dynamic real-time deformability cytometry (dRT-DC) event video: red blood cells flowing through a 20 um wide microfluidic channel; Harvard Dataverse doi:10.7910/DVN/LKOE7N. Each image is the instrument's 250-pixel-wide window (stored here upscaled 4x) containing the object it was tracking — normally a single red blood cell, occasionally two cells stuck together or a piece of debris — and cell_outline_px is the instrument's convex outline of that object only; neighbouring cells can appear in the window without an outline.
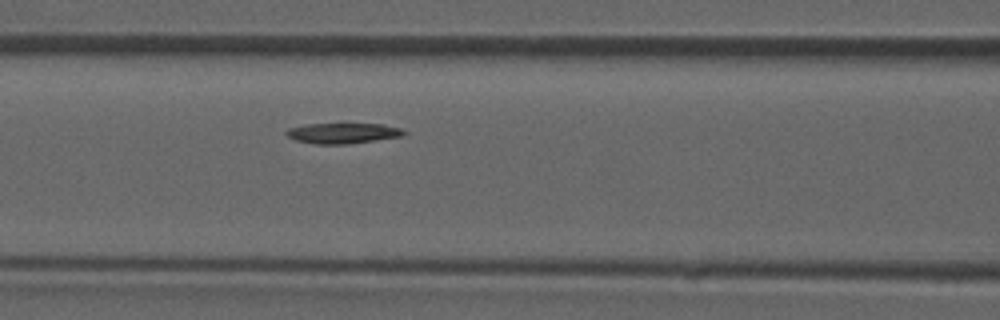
{"species": "common noctule bat (a hibernating species)", "species_latin": "Nyctalus noctula", "temperature_condition": "room temperature", "stored_images_in_passage": 7, "camera_frame_rate_fps": 3000, "um_per_image_px": 0.085, "animal": {"sex": "male", "forearm_length_mm": 52.5}, "frame": {"image": 1, "passage_image": 7, "time_ms": 2.0, "image_size_px": [1000, 320], "cell_outline_px": [[408, 132], [404, 136], [348, 144], [316, 144], [296, 140], [288, 136], [284, 132], [288, 128], [308, 124], [384, 124], [400, 128]], "centroid_in_image_um": [29.18, 11.32], "position_along_channel_um": 137.4, "area_um2": 14.05}}